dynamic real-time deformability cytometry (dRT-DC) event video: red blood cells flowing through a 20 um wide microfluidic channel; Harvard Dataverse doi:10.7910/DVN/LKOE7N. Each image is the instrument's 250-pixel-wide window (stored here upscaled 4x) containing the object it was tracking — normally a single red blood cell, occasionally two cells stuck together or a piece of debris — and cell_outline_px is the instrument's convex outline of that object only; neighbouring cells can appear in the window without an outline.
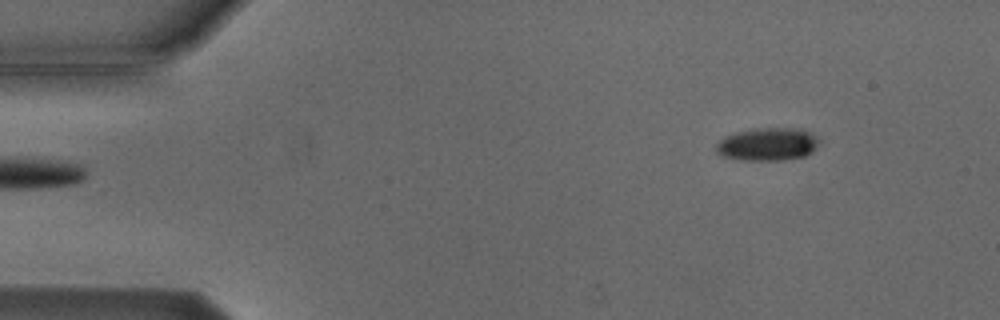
{"species": "Egyptian fruit bat (a non-hibernating species)", "species_latin": "Rousettus aegyptiacus", "temperature_condition": "cold", "stored_images_in_passage": 4, "segment_of_instrument_passage": [2, 2], "camera_frame_rate_fps": 3000, "um_per_image_px": 0.085, "animal": {"sex": "male"}, "frame": {"image": 1, "passage_image": 4, "time_ms": 3.333, "image_size_px": [1000, 320], "cell_outline_px": [[820, 144], [808, 156], [784, 160], [740, 160], [724, 156], [716, 152], [716, 144], [724, 136], [736, 132], [756, 128], [800, 128], [812, 132], [820, 140]], "centroid_in_image_um": [65.3, 12.26], "position_along_channel_um": 19.7, "area_um2": 20.11}}